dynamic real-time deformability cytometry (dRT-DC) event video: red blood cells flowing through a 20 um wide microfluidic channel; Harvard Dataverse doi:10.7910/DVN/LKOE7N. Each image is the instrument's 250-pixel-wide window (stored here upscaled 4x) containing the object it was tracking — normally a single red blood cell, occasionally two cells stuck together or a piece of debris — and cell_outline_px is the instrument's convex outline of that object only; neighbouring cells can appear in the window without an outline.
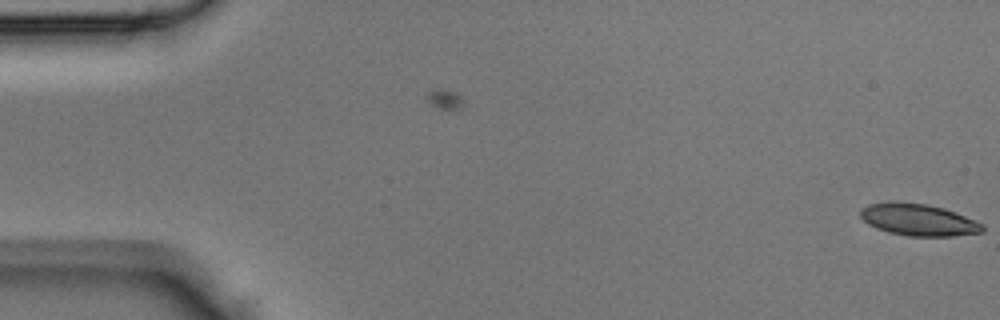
{"species": "Egyptian fruit bat (a non-hibernating species)", "species_latin": "Rousettus aegyptiacus", "temperature_condition": "room temperature", "stored_images_in_passage": 5, "camera_frame_rate_fps": 3000, "um_per_image_px": 0.085, "animal": {"sex": "male"}, "frame": {"image": 1, "passage_image": 5, "time_ms": 1.333, "image_size_px": [1000, 320], "cell_outline_px": [[984, 232], [952, 236], [908, 236], [888, 232], [876, 228], [868, 224], [860, 216], [860, 208], [868, 204], [928, 204], [944, 208], [956, 212], [984, 224]], "centroid_in_image_um": [78.12, 18.72], "position_along_channel_um": 6.9, "area_um2": 22.2}}